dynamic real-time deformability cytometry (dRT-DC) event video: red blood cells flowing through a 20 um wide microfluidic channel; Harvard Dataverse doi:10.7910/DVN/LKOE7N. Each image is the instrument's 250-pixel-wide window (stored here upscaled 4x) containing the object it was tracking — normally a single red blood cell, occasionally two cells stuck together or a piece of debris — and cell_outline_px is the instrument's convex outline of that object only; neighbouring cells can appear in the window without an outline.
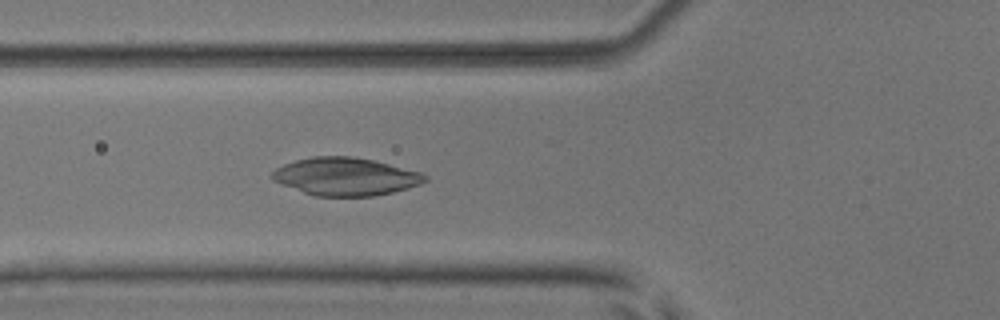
{"species": "common noctule bat (a hibernating species)", "species_latin": "Nyctalus noctula", "temperature_condition": "room temperature", "stored_images_in_passage": 53, "camera_frame_rate_fps": 3000, "um_per_image_px": 0.085, "animal": {"sex": "male", "body_mass_g": 17.9, "forearm_length_mm": 54.2}, "frame": {"image": 1, "passage_image": 20, "time_ms": 6.333, "image_size_px": [1000, 320], "cell_outline_px": [[428, 180], [420, 184], [408, 188], [392, 192], [372, 196], [316, 196], [304, 192], [272, 180], [272, 172], [276, 168], [284, 164], [296, 160], [312, 156], [352, 156], [376, 160], [420, 172], [428, 176]], "centroid_in_image_um": [29.4, 14.99], "position_along_channel_um": 96.4, "area_um2": 33.64}}
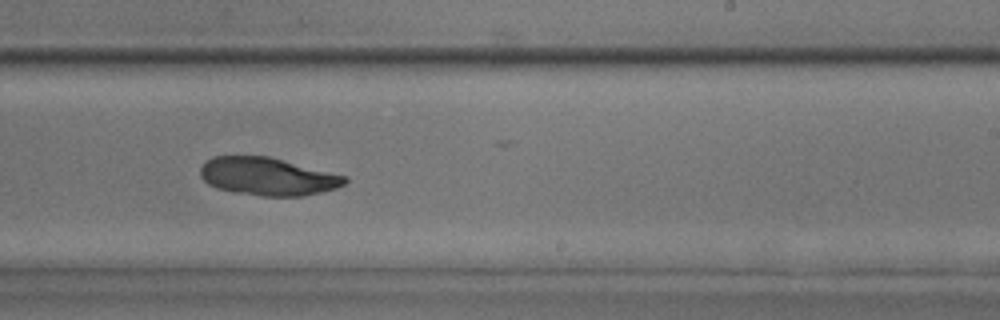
{"frame": {"image": 2, "passage_image": 33, "time_ms": 10.667, "image_size_px": [1000, 320], "cell_outline_px": [[348, 180], [344, 184], [336, 188], [304, 196], [260, 196], [236, 192], [216, 188], [208, 184], [200, 176], [200, 164], [204, 160], [212, 156], [268, 156], [348, 176]], "centroid_in_image_um": [22.72, 14.99], "position_along_channel_um": 266.3, "area_um2": 32.08}}
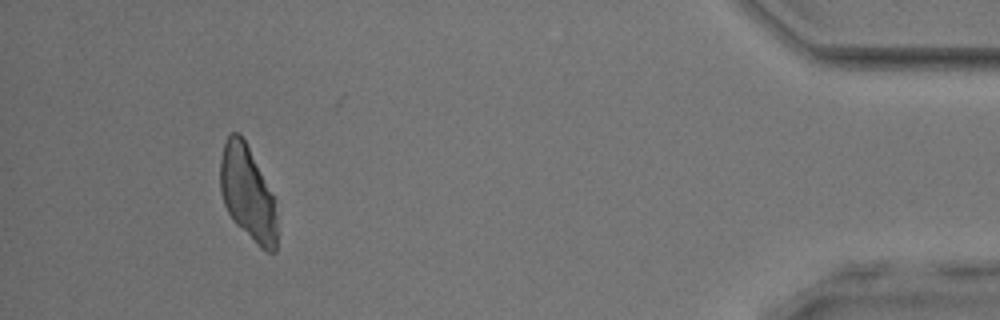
{"frame": {"image": 3, "passage_image": 49, "time_ms": 16.0, "image_size_px": [1000, 320], "cell_outline_px": [[276, 252], [268, 252], [260, 248], [232, 220], [224, 204], [220, 192], [220, 160], [224, 144], [228, 136], [232, 132], [240, 132], [272, 196], [276, 216]], "centroid_in_image_um": [21.01, 16.46], "position_along_channel_um": 414.2, "area_um2": 30.52}}